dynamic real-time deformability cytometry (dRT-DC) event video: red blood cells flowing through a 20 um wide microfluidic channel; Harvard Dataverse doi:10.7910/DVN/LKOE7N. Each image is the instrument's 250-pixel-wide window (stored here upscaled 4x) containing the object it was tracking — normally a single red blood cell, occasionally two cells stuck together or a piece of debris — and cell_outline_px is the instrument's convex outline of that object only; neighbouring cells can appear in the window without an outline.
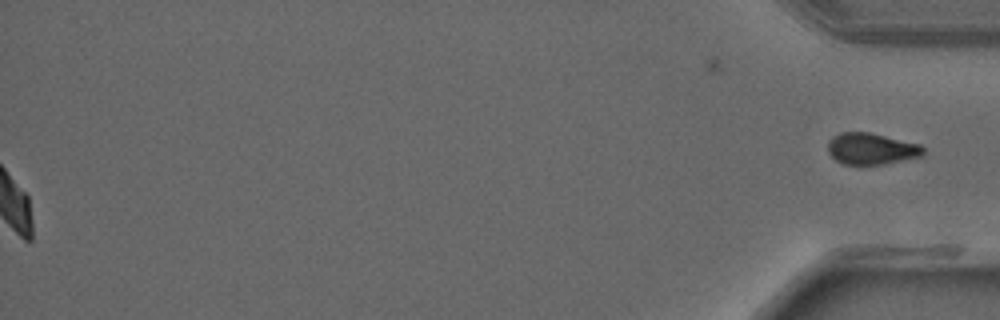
{"species": "common noctule bat (a hibernating species)", "species_latin": "Nyctalus noctula", "temperature_condition": "warm", "stored_images_in_passage": 40, "segment_of_instrument_passage": [2, 2], "camera_frame_rate_fps": 3000, "um_per_image_px": 0.085, "animal": {"sex": "male", "forearm_length_mm": 52.5}, "frame": {"image": 1, "passage_image": 40, "time_ms": 13.0, "image_size_px": [1000, 320], "cell_outline_px": [[924, 152], [920, 156], [884, 164], [844, 164], [836, 160], [828, 152], [828, 140], [832, 136], [840, 132], [868, 132], [920, 144], [924, 148]], "centroid_in_image_um": [74.03, 12.63], "position_along_channel_um": 361.2, "area_um2": 17.34}}